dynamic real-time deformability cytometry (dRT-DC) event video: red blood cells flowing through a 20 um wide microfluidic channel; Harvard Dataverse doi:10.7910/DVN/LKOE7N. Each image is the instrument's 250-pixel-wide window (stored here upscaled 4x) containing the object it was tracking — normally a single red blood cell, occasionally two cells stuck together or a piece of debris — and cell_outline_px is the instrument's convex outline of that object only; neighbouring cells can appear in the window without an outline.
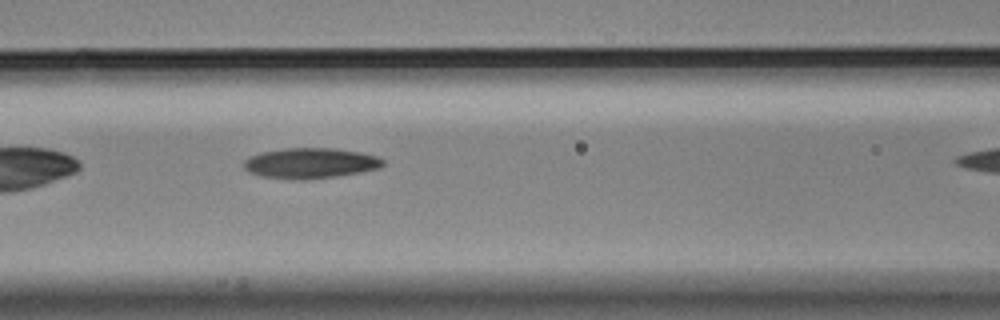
{"species": "Egyptian fruit bat (a non-hibernating species)", "species_latin": "Rousettus aegyptiacus", "temperature_condition": "cold", "stored_images_in_passage": 8, "camera_frame_rate_fps": 3000, "um_per_image_px": 0.085, "animal": {"sex": "male"}, "frame": {"image": 1, "passage_image": 7, "time_ms": 2.0, "image_size_px": [1000, 320], "cell_outline_px": [[384, 164], [380, 168], [360, 172], [336, 176], [304, 180], [300, 180], [260, 176], [248, 172], [244, 168], [244, 160], [248, 156], [260, 152], [284, 148], [336, 148], [360, 152], [376, 156], [384, 160]], "centroid_in_image_um": [26.35, 13.86], "position_along_channel_um": 140.2, "area_um2": 24.85}}